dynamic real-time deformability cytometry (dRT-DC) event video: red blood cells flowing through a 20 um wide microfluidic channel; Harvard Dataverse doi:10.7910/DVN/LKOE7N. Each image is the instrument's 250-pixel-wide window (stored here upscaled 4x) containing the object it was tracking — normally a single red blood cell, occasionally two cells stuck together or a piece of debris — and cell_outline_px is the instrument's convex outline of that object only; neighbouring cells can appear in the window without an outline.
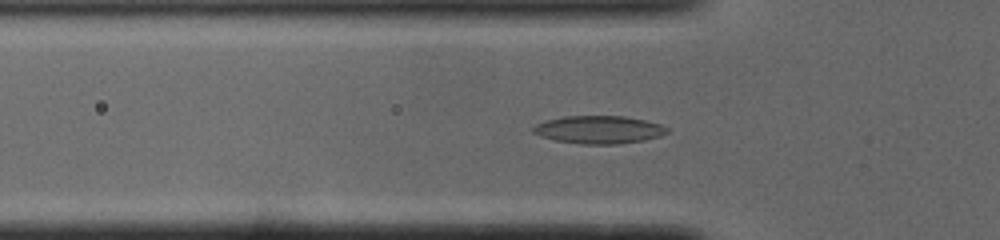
{"species": "common noctule bat (a hibernating species)", "species_latin": "Nyctalus noctula", "temperature_condition": "cold", "stored_images_in_passage": 44, "camera_frame_rate_fps": 3000, "um_per_image_px": 0.085, "animal": {"sex": "male", "body_mass_g": 19.0, "forearm_length_mm": 50.8}, "frame": {"image": 1, "passage_image": 15, "time_ms": 4.667, "image_size_px": [1000, 240], "cell_outline_px": [[668, 132], [660, 136], [644, 140], [616, 144], [580, 144], [556, 140], [540, 136], [532, 132], [532, 128], [536, 124], [544, 120], [564, 116], [624, 116], [644, 120], [660, 124], [668, 128]], "centroid_in_image_um": [50.88, 11.02], "position_along_channel_um": 74.9, "area_um2": 21.73}}
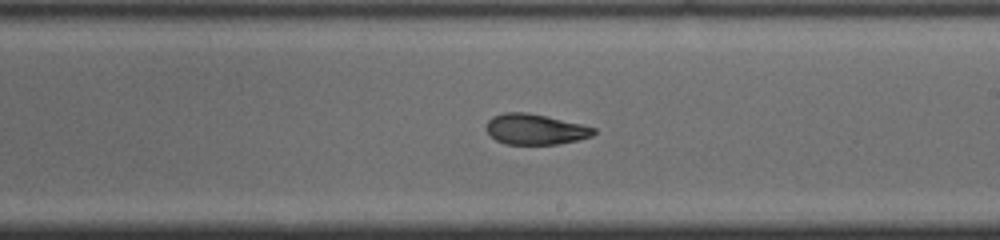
{"frame": {"image": 2, "passage_image": 28, "time_ms": 9.0, "image_size_px": [1000, 240], "cell_outline_px": [[596, 132], [592, 136], [576, 140], [556, 144], [504, 144], [496, 140], [484, 128], [488, 120], [492, 116], [504, 112], [524, 112], [544, 116], [580, 124], [596, 128]], "centroid_in_image_um": [45.45, 10.99], "position_along_channel_um": 243.6, "area_um2": 18.96}}
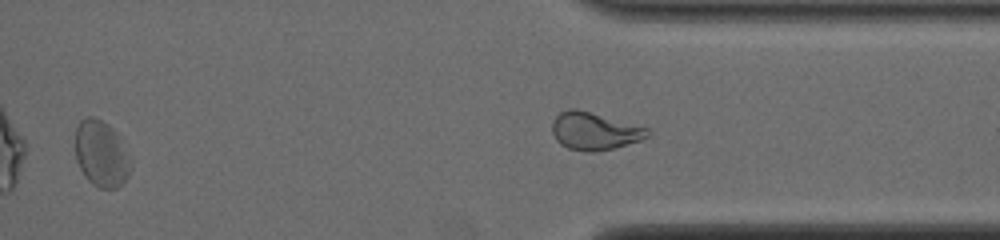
{"frame": {"image": 3, "passage_image": 37, "time_ms": 12.0, "image_size_px": [1000, 240], "cell_outline_px": [[132, 164], [128, 176], [116, 188], [100, 188], [92, 184], [88, 180], [80, 168], [76, 160], [76, 128], [80, 120], [88, 116], [92, 116], [100, 120], [112, 128]], "centroid_in_image_um": [8.57, 13.09], "position_along_channel_um": 402.8, "area_um2": 20.81}, "authors_computed_cell_mechanics": {"area_um2": 20.1722, "velocity_mm_per_s": 3.8866, "shape_relaxation_time_tau1_ms": null, "shape_relaxation_time_tau2_ms": 3.3102, "deformation_change_tau1": null, "deformation_change_tau2": 0.1031}}